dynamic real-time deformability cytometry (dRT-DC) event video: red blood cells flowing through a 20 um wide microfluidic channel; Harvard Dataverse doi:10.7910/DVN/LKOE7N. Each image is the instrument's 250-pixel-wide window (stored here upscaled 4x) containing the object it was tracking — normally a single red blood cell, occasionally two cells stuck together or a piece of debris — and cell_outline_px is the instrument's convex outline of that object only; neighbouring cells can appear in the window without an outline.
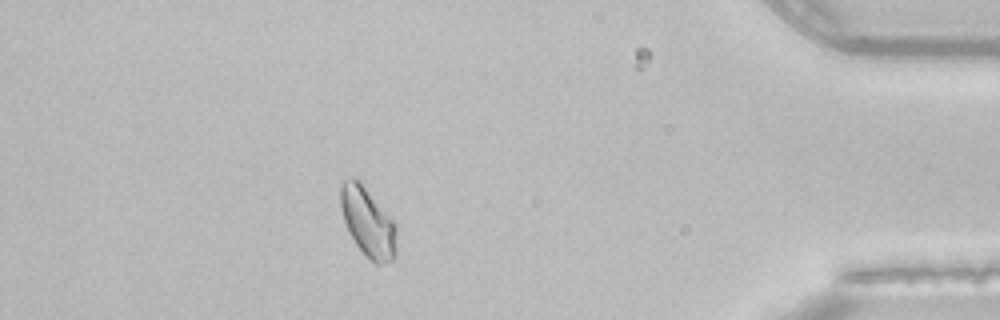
{"species": "common noctule bat (a hibernating species)", "species_latin": "Nyctalus noctula", "temperature_condition": "room temperature", "stored_images_in_passage": 42, "segment_of_instrument_passage": [1, 2], "camera_frame_rate_fps": 3000, "um_per_image_px": 0.085, "animal": {"sex": "female", "body_mass_g": 22.7, "forearm_length_mm": 54.2}, "frame": {"image": 1, "passage_image": 36, "time_ms": 11.667, "image_size_px": [1000, 320], "cell_outline_px": [[396, 256], [392, 260], [380, 264], [376, 264], [356, 244], [348, 232], [340, 208], [340, 184], [344, 180], [352, 176], [360, 180], [396, 224]], "centroid_in_image_um": [31.25, 18.84], "position_along_channel_um": 403.9, "area_um2": 22.6}}